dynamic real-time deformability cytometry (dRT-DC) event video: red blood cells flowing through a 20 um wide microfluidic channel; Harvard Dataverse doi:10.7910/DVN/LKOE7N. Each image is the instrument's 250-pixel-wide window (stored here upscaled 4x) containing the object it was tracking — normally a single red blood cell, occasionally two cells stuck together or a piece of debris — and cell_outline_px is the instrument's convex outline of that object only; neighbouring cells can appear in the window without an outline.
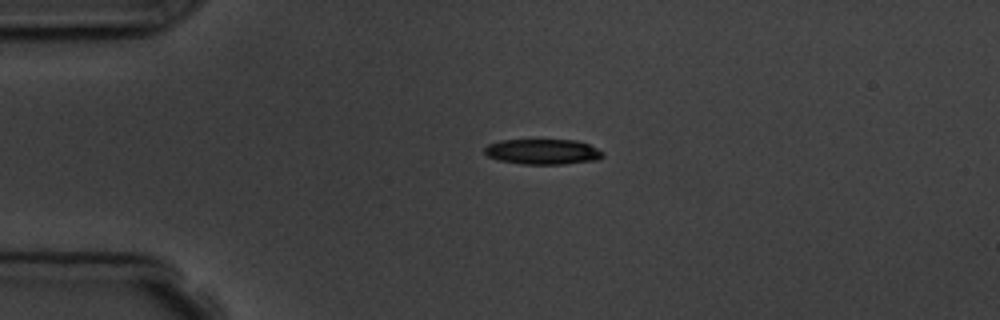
{"species": "common noctule bat (a hibernating species)", "species_latin": "Nyctalus noctula", "temperature_condition": "room temperature", "stored_images_in_passage": 5, "camera_frame_rate_fps": 3000, "um_per_image_px": 0.085, "animal": {"sex": "male", "body_mass_g": 19.5, "forearm_length_mm": 54.6}, "frame": {"image": 1, "passage_image": 5, "time_ms": 4.667, "image_size_px": [1000, 320], "cell_outline_px": [[604, 156], [600, 160], [564, 164], [520, 164], [500, 160], [488, 156], [484, 152], [484, 148], [488, 144], [500, 140], [576, 140], [588, 144], [604, 152]], "centroid_in_image_um": [46.16, 12.9], "position_along_channel_um": 38.8, "area_um2": 17.57}}